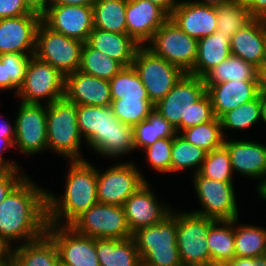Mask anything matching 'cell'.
<instances>
[{
    "label": "cell",
    "mask_w": 266,
    "mask_h": 266,
    "mask_svg": "<svg viewBox=\"0 0 266 266\" xmlns=\"http://www.w3.org/2000/svg\"><path fill=\"white\" fill-rule=\"evenodd\" d=\"M46 196L47 190L27 175L1 202L0 238L9 247L15 242H32L46 233Z\"/></svg>",
    "instance_id": "6da1fadb"
},
{
    "label": "cell",
    "mask_w": 266,
    "mask_h": 266,
    "mask_svg": "<svg viewBox=\"0 0 266 266\" xmlns=\"http://www.w3.org/2000/svg\"><path fill=\"white\" fill-rule=\"evenodd\" d=\"M77 123L84 143L97 155L118 158L136 150L133 128L118 120L111 106L77 105Z\"/></svg>",
    "instance_id": "7a4b0ae2"
},
{
    "label": "cell",
    "mask_w": 266,
    "mask_h": 266,
    "mask_svg": "<svg viewBox=\"0 0 266 266\" xmlns=\"http://www.w3.org/2000/svg\"><path fill=\"white\" fill-rule=\"evenodd\" d=\"M69 164L63 195L47 190V222L51 225L69 226L98 203L96 166L87 160H72Z\"/></svg>",
    "instance_id": "3957f363"
},
{
    "label": "cell",
    "mask_w": 266,
    "mask_h": 266,
    "mask_svg": "<svg viewBox=\"0 0 266 266\" xmlns=\"http://www.w3.org/2000/svg\"><path fill=\"white\" fill-rule=\"evenodd\" d=\"M132 238L140 254L142 266H183L177 246L174 208L162 222L134 231Z\"/></svg>",
    "instance_id": "277c9868"
},
{
    "label": "cell",
    "mask_w": 266,
    "mask_h": 266,
    "mask_svg": "<svg viewBox=\"0 0 266 266\" xmlns=\"http://www.w3.org/2000/svg\"><path fill=\"white\" fill-rule=\"evenodd\" d=\"M77 123V104L65 97L47 105V147L67 161L86 160Z\"/></svg>",
    "instance_id": "5b68a950"
},
{
    "label": "cell",
    "mask_w": 266,
    "mask_h": 266,
    "mask_svg": "<svg viewBox=\"0 0 266 266\" xmlns=\"http://www.w3.org/2000/svg\"><path fill=\"white\" fill-rule=\"evenodd\" d=\"M215 219L176 209L177 246L183 266H212L207 234Z\"/></svg>",
    "instance_id": "8992f818"
},
{
    "label": "cell",
    "mask_w": 266,
    "mask_h": 266,
    "mask_svg": "<svg viewBox=\"0 0 266 266\" xmlns=\"http://www.w3.org/2000/svg\"><path fill=\"white\" fill-rule=\"evenodd\" d=\"M64 91L65 76L33 55L27 65L24 82L15 97L23 103L48 105L63 98Z\"/></svg>",
    "instance_id": "52a82bcc"
},
{
    "label": "cell",
    "mask_w": 266,
    "mask_h": 266,
    "mask_svg": "<svg viewBox=\"0 0 266 266\" xmlns=\"http://www.w3.org/2000/svg\"><path fill=\"white\" fill-rule=\"evenodd\" d=\"M76 233L95 239H127L132 237L123 206L97 203L70 225Z\"/></svg>",
    "instance_id": "ba28073f"
},
{
    "label": "cell",
    "mask_w": 266,
    "mask_h": 266,
    "mask_svg": "<svg viewBox=\"0 0 266 266\" xmlns=\"http://www.w3.org/2000/svg\"><path fill=\"white\" fill-rule=\"evenodd\" d=\"M154 55L189 73L197 57L198 40L187 35L169 18L145 45Z\"/></svg>",
    "instance_id": "9c48e42d"
},
{
    "label": "cell",
    "mask_w": 266,
    "mask_h": 266,
    "mask_svg": "<svg viewBox=\"0 0 266 266\" xmlns=\"http://www.w3.org/2000/svg\"><path fill=\"white\" fill-rule=\"evenodd\" d=\"M83 45L84 42L55 32L42 21L37 30L34 56L67 76L79 70Z\"/></svg>",
    "instance_id": "30bf717a"
},
{
    "label": "cell",
    "mask_w": 266,
    "mask_h": 266,
    "mask_svg": "<svg viewBox=\"0 0 266 266\" xmlns=\"http://www.w3.org/2000/svg\"><path fill=\"white\" fill-rule=\"evenodd\" d=\"M132 66L154 105L172 90L184 74L179 67L154 55L145 46L137 50Z\"/></svg>",
    "instance_id": "8fae6325"
},
{
    "label": "cell",
    "mask_w": 266,
    "mask_h": 266,
    "mask_svg": "<svg viewBox=\"0 0 266 266\" xmlns=\"http://www.w3.org/2000/svg\"><path fill=\"white\" fill-rule=\"evenodd\" d=\"M195 194L201 209L192 212L215 220H234L239 217L234 182L213 180L199 173L193 175Z\"/></svg>",
    "instance_id": "7c38bea8"
},
{
    "label": "cell",
    "mask_w": 266,
    "mask_h": 266,
    "mask_svg": "<svg viewBox=\"0 0 266 266\" xmlns=\"http://www.w3.org/2000/svg\"><path fill=\"white\" fill-rule=\"evenodd\" d=\"M206 93L204 80L184 73L172 90L154 105V109L168 120L177 134L187 129L188 111Z\"/></svg>",
    "instance_id": "4fadbf2b"
},
{
    "label": "cell",
    "mask_w": 266,
    "mask_h": 266,
    "mask_svg": "<svg viewBox=\"0 0 266 266\" xmlns=\"http://www.w3.org/2000/svg\"><path fill=\"white\" fill-rule=\"evenodd\" d=\"M134 161L116 163L105 171L97 168V201L123 206L147 180Z\"/></svg>",
    "instance_id": "5bb4252c"
},
{
    "label": "cell",
    "mask_w": 266,
    "mask_h": 266,
    "mask_svg": "<svg viewBox=\"0 0 266 266\" xmlns=\"http://www.w3.org/2000/svg\"><path fill=\"white\" fill-rule=\"evenodd\" d=\"M16 112L14 148L23 155H36L48 151L47 105L28 104L19 101Z\"/></svg>",
    "instance_id": "9a60e30c"
},
{
    "label": "cell",
    "mask_w": 266,
    "mask_h": 266,
    "mask_svg": "<svg viewBox=\"0 0 266 266\" xmlns=\"http://www.w3.org/2000/svg\"><path fill=\"white\" fill-rule=\"evenodd\" d=\"M46 234L54 241L59 260L69 266H100L95 238L76 233L69 226L47 224Z\"/></svg>",
    "instance_id": "2e32d148"
},
{
    "label": "cell",
    "mask_w": 266,
    "mask_h": 266,
    "mask_svg": "<svg viewBox=\"0 0 266 266\" xmlns=\"http://www.w3.org/2000/svg\"><path fill=\"white\" fill-rule=\"evenodd\" d=\"M148 182L149 180L143 183L123 204L127 224L132 233L139 228L162 222L173 210L171 206L158 201Z\"/></svg>",
    "instance_id": "e0dca14e"
},
{
    "label": "cell",
    "mask_w": 266,
    "mask_h": 266,
    "mask_svg": "<svg viewBox=\"0 0 266 266\" xmlns=\"http://www.w3.org/2000/svg\"><path fill=\"white\" fill-rule=\"evenodd\" d=\"M41 22L42 17L37 14L0 19V55H34L37 30Z\"/></svg>",
    "instance_id": "ac0fdd59"
},
{
    "label": "cell",
    "mask_w": 266,
    "mask_h": 266,
    "mask_svg": "<svg viewBox=\"0 0 266 266\" xmlns=\"http://www.w3.org/2000/svg\"><path fill=\"white\" fill-rule=\"evenodd\" d=\"M42 21L53 31L85 43L94 29L93 7L51 5Z\"/></svg>",
    "instance_id": "d6986e66"
},
{
    "label": "cell",
    "mask_w": 266,
    "mask_h": 266,
    "mask_svg": "<svg viewBox=\"0 0 266 266\" xmlns=\"http://www.w3.org/2000/svg\"><path fill=\"white\" fill-rule=\"evenodd\" d=\"M229 152L233 173L249 179H260L258 191L266 181V145L244 139H224L223 145Z\"/></svg>",
    "instance_id": "ffe728a7"
},
{
    "label": "cell",
    "mask_w": 266,
    "mask_h": 266,
    "mask_svg": "<svg viewBox=\"0 0 266 266\" xmlns=\"http://www.w3.org/2000/svg\"><path fill=\"white\" fill-rule=\"evenodd\" d=\"M127 34L139 45L145 46L170 16L148 0H127Z\"/></svg>",
    "instance_id": "44dd1931"
},
{
    "label": "cell",
    "mask_w": 266,
    "mask_h": 266,
    "mask_svg": "<svg viewBox=\"0 0 266 266\" xmlns=\"http://www.w3.org/2000/svg\"><path fill=\"white\" fill-rule=\"evenodd\" d=\"M170 18L187 35L199 40L217 30L216 7L192 0H181Z\"/></svg>",
    "instance_id": "7402d4cb"
},
{
    "label": "cell",
    "mask_w": 266,
    "mask_h": 266,
    "mask_svg": "<svg viewBox=\"0 0 266 266\" xmlns=\"http://www.w3.org/2000/svg\"><path fill=\"white\" fill-rule=\"evenodd\" d=\"M64 97L77 105L111 106L109 81L75 71L65 76Z\"/></svg>",
    "instance_id": "603a6c76"
},
{
    "label": "cell",
    "mask_w": 266,
    "mask_h": 266,
    "mask_svg": "<svg viewBox=\"0 0 266 266\" xmlns=\"http://www.w3.org/2000/svg\"><path fill=\"white\" fill-rule=\"evenodd\" d=\"M231 55L259 67L265 59L266 20L252 19L230 40Z\"/></svg>",
    "instance_id": "cb8c5ba5"
},
{
    "label": "cell",
    "mask_w": 266,
    "mask_h": 266,
    "mask_svg": "<svg viewBox=\"0 0 266 266\" xmlns=\"http://www.w3.org/2000/svg\"><path fill=\"white\" fill-rule=\"evenodd\" d=\"M206 92L219 119L224 113L255 99L259 95L258 81H226L210 85Z\"/></svg>",
    "instance_id": "d4e9b609"
},
{
    "label": "cell",
    "mask_w": 266,
    "mask_h": 266,
    "mask_svg": "<svg viewBox=\"0 0 266 266\" xmlns=\"http://www.w3.org/2000/svg\"><path fill=\"white\" fill-rule=\"evenodd\" d=\"M87 43L109 58L117 60L124 67L132 66L135 54L141 47L128 34L107 32L97 28L92 30Z\"/></svg>",
    "instance_id": "484cf974"
},
{
    "label": "cell",
    "mask_w": 266,
    "mask_h": 266,
    "mask_svg": "<svg viewBox=\"0 0 266 266\" xmlns=\"http://www.w3.org/2000/svg\"><path fill=\"white\" fill-rule=\"evenodd\" d=\"M58 260L57 247L46 233L37 240L11 249L12 266H55Z\"/></svg>",
    "instance_id": "4316f807"
},
{
    "label": "cell",
    "mask_w": 266,
    "mask_h": 266,
    "mask_svg": "<svg viewBox=\"0 0 266 266\" xmlns=\"http://www.w3.org/2000/svg\"><path fill=\"white\" fill-rule=\"evenodd\" d=\"M230 55V39L226 38L223 32L216 30L213 34L198 40L197 57L189 73L203 78Z\"/></svg>",
    "instance_id": "83f0119b"
},
{
    "label": "cell",
    "mask_w": 266,
    "mask_h": 266,
    "mask_svg": "<svg viewBox=\"0 0 266 266\" xmlns=\"http://www.w3.org/2000/svg\"><path fill=\"white\" fill-rule=\"evenodd\" d=\"M95 249L100 266H142L133 238L95 239Z\"/></svg>",
    "instance_id": "f1b7e54d"
},
{
    "label": "cell",
    "mask_w": 266,
    "mask_h": 266,
    "mask_svg": "<svg viewBox=\"0 0 266 266\" xmlns=\"http://www.w3.org/2000/svg\"><path fill=\"white\" fill-rule=\"evenodd\" d=\"M212 266L227 265L235 258L234 220H216L207 234Z\"/></svg>",
    "instance_id": "f546056e"
},
{
    "label": "cell",
    "mask_w": 266,
    "mask_h": 266,
    "mask_svg": "<svg viewBox=\"0 0 266 266\" xmlns=\"http://www.w3.org/2000/svg\"><path fill=\"white\" fill-rule=\"evenodd\" d=\"M234 237L235 257L266 258V228L234 219Z\"/></svg>",
    "instance_id": "4dcf8cb0"
},
{
    "label": "cell",
    "mask_w": 266,
    "mask_h": 266,
    "mask_svg": "<svg viewBox=\"0 0 266 266\" xmlns=\"http://www.w3.org/2000/svg\"><path fill=\"white\" fill-rule=\"evenodd\" d=\"M258 68L241 58L230 55L223 62L210 70L204 77L206 89L212 84L226 81H258Z\"/></svg>",
    "instance_id": "1f68e13d"
},
{
    "label": "cell",
    "mask_w": 266,
    "mask_h": 266,
    "mask_svg": "<svg viewBox=\"0 0 266 266\" xmlns=\"http://www.w3.org/2000/svg\"><path fill=\"white\" fill-rule=\"evenodd\" d=\"M176 134L175 127L154 109L146 119L133 127L134 147L137 151H143L156 140L173 138Z\"/></svg>",
    "instance_id": "d6a6232c"
},
{
    "label": "cell",
    "mask_w": 266,
    "mask_h": 266,
    "mask_svg": "<svg viewBox=\"0 0 266 266\" xmlns=\"http://www.w3.org/2000/svg\"><path fill=\"white\" fill-rule=\"evenodd\" d=\"M126 3L127 0H97L93 5L94 28L127 34Z\"/></svg>",
    "instance_id": "836d02e7"
},
{
    "label": "cell",
    "mask_w": 266,
    "mask_h": 266,
    "mask_svg": "<svg viewBox=\"0 0 266 266\" xmlns=\"http://www.w3.org/2000/svg\"><path fill=\"white\" fill-rule=\"evenodd\" d=\"M123 67L117 60L92 48L87 42L84 43L81 51L80 72L110 81Z\"/></svg>",
    "instance_id": "e575fe53"
},
{
    "label": "cell",
    "mask_w": 266,
    "mask_h": 266,
    "mask_svg": "<svg viewBox=\"0 0 266 266\" xmlns=\"http://www.w3.org/2000/svg\"><path fill=\"white\" fill-rule=\"evenodd\" d=\"M206 155L207 151L187 142L180 134H176L173 137L171 174L189 169L193 174L198 173Z\"/></svg>",
    "instance_id": "d590c367"
},
{
    "label": "cell",
    "mask_w": 266,
    "mask_h": 266,
    "mask_svg": "<svg viewBox=\"0 0 266 266\" xmlns=\"http://www.w3.org/2000/svg\"><path fill=\"white\" fill-rule=\"evenodd\" d=\"M224 138L229 134L226 132L248 130L261 120L260 94L253 100L246 102L239 107L224 113L220 118ZM228 130V131H227Z\"/></svg>",
    "instance_id": "8d00e7d4"
},
{
    "label": "cell",
    "mask_w": 266,
    "mask_h": 266,
    "mask_svg": "<svg viewBox=\"0 0 266 266\" xmlns=\"http://www.w3.org/2000/svg\"><path fill=\"white\" fill-rule=\"evenodd\" d=\"M216 7L217 30L223 32L226 38L231 37L253 18L241 0H233Z\"/></svg>",
    "instance_id": "74e56055"
},
{
    "label": "cell",
    "mask_w": 266,
    "mask_h": 266,
    "mask_svg": "<svg viewBox=\"0 0 266 266\" xmlns=\"http://www.w3.org/2000/svg\"><path fill=\"white\" fill-rule=\"evenodd\" d=\"M187 142L204 149L207 152L218 149L224 145V136L220 120H213L189 127L179 133Z\"/></svg>",
    "instance_id": "f35d334b"
},
{
    "label": "cell",
    "mask_w": 266,
    "mask_h": 266,
    "mask_svg": "<svg viewBox=\"0 0 266 266\" xmlns=\"http://www.w3.org/2000/svg\"><path fill=\"white\" fill-rule=\"evenodd\" d=\"M112 100L122 98L150 99L133 66L123 67L110 81Z\"/></svg>",
    "instance_id": "ab89813d"
},
{
    "label": "cell",
    "mask_w": 266,
    "mask_h": 266,
    "mask_svg": "<svg viewBox=\"0 0 266 266\" xmlns=\"http://www.w3.org/2000/svg\"><path fill=\"white\" fill-rule=\"evenodd\" d=\"M111 108L118 120L133 128L147 118L154 110V104L150 99L122 98L112 100Z\"/></svg>",
    "instance_id": "60d3db41"
},
{
    "label": "cell",
    "mask_w": 266,
    "mask_h": 266,
    "mask_svg": "<svg viewBox=\"0 0 266 266\" xmlns=\"http://www.w3.org/2000/svg\"><path fill=\"white\" fill-rule=\"evenodd\" d=\"M201 176L219 180L222 182H233L234 174L228 150L222 146L207 152L201 168L198 172Z\"/></svg>",
    "instance_id": "b9f144b4"
},
{
    "label": "cell",
    "mask_w": 266,
    "mask_h": 266,
    "mask_svg": "<svg viewBox=\"0 0 266 266\" xmlns=\"http://www.w3.org/2000/svg\"><path fill=\"white\" fill-rule=\"evenodd\" d=\"M172 145L173 138H162L143 150L146 153V160L154 171L171 173Z\"/></svg>",
    "instance_id": "7bdbcfd3"
},
{
    "label": "cell",
    "mask_w": 266,
    "mask_h": 266,
    "mask_svg": "<svg viewBox=\"0 0 266 266\" xmlns=\"http://www.w3.org/2000/svg\"><path fill=\"white\" fill-rule=\"evenodd\" d=\"M33 55L18 53H5L0 55V60L6 62L7 78H10V91L14 90L15 96L24 82L27 65Z\"/></svg>",
    "instance_id": "ee69618b"
},
{
    "label": "cell",
    "mask_w": 266,
    "mask_h": 266,
    "mask_svg": "<svg viewBox=\"0 0 266 266\" xmlns=\"http://www.w3.org/2000/svg\"><path fill=\"white\" fill-rule=\"evenodd\" d=\"M215 118L212 102L206 92L188 111L187 128L209 122Z\"/></svg>",
    "instance_id": "f6af8a7d"
},
{
    "label": "cell",
    "mask_w": 266,
    "mask_h": 266,
    "mask_svg": "<svg viewBox=\"0 0 266 266\" xmlns=\"http://www.w3.org/2000/svg\"><path fill=\"white\" fill-rule=\"evenodd\" d=\"M21 169L0 170V204L27 176Z\"/></svg>",
    "instance_id": "bcb514c9"
},
{
    "label": "cell",
    "mask_w": 266,
    "mask_h": 266,
    "mask_svg": "<svg viewBox=\"0 0 266 266\" xmlns=\"http://www.w3.org/2000/svg\"><path fill=\"white\" fill-rule=\"evenodd\" d=\"M31 13L24 0H0V19L14 18Z\"/></svg>",
    "instance_id": "7dc6e473"
},
{
    "label": "cell",
    "mask_w": 266,
    "mask_h": 266,
    "mask_svg": "<svg viewBox=\"0 0 266 266\" xmlns=\"http://www.w3.org/2000/svg\"><path fill=\"white\" fill-rule=\"evenodd\" d=\"M15 138H0V170L20 169L19 164L4 158L3 153L14 148ZM7 159V160H6Z\"/></svg>",
    "instance_id": "c3c4849f"
},
{
    "label": "cell",
    "mask_w": 266,
    "mask_h": 266,
    "mask_svg": "<svg viewBox=\"0 0 266 266\" xmlns=\"http://www.w3.org/2000/svg\"><path fill=\"white\" fill-rule=\"evenodd\" d=\"M254 19L266 20V0H241Z\"/></svg>",
    "instance_id": "681fc988"
},
{
    "label": "cell",
    "mask_w": 266,
    "mask_h": 266,
    "mask_svg": "<svg viewBox=\"0 0 266 266\" xmlns=\"http://www.w3.org/2000/svg\"><path fill=\"white\" fill-rule=\"evenodd\" d=\"M27 9L34 14L43 17L50 9L52 0H24Z\"/></svg>",
    "instance_id": "f907efd6"
},
{
    "label": "cell",
    "mask_w": 266,
    "mask_h": 266,
    "mask_svg": "<svg viewBox=\"0 0 266 266\" xmlns=\"http://www.w3.org/2000/svg\"><path fill=\"white\" fill-rule=\"evenodd\" d=\"M228 266H266V258L235 257Z\"/></svg>",
    "instance_id": "816d5d0a"
},
{
    "label": "cell",
    "mask_w": 266,
    "mask_h": 266,
    "mask_svg": "<svg viewBox=\"0 0 266 266\" xmlns=\"http://www.w3.org/2000/svg\"><path fill=\"white\" fill-rule=\"evenodd\" d=\"M259 94L266 96V63L258 67L257 72Z\"/></svg>",
    "instance_id": "f5cc1de1"
},
{
    "label": "cell",
    "mask_w": 266,
    "mask_h": 266,
    "mask_svg": "<svg viewBox=\"0 0 266 266\" xmlns=\"http://www.w3.org/2000/svg\"><path fill=\"white\" fill-rule=\"evenodd\" d=\"M97 0H52V5L89 6L93 7Z\"/></svg>",
    "instance_id": "db71d44e"
},
{
    "label": "cell",
    "mask_w": 266,
    "mask_h": 266,
    "mask_svg": "<svg viewBox=\"0 0 266 266\" xmlns=\"http://www.w3.org/2000/svg\"><path fill=\"white\" fill-rule=\"evenodd\" d=\"M148 1L161 7L169 16L180 2L179 0H148Z\"/></svg>",
    "instance_id": "11a10c76"
},
{
    "label": "cell",
    "mask_w": 266,
    "mask_h": 266,
    "mask_svg": "<svg viewBox=\"0 0 266 266\" xmlns=\"http://www.w3.org/2000/svg\"><path fill=\"white\" fill-rule=\"evenodd\" d=\"M15 138V123L2 120L0 122V138Z\"/></svg>",
    "instance_id": "9f6ffc18"
},
{
    "label": "cell",
    "mask_w": 266,
    "mask_h": 266,
    "mask_svg": "<svg viewBox=\"0 0 266 266\" xmlns=\"http://www.w3.org/2000/svg\"><path fill=\"white\" fill-rule=\"evenodd\" d=\"M10 91V78H7L6 62L0 60V92Z\"/></svg>",
    "instance_id": "6f0895ef"
},
{
    "label": "cell",
    "mask_w": 266,
    "mask_h": 266,
    "mask_svg": "<svg viewBox=\"0 0 266 266\" xmlns=\"http://www.w3.org/2000/svg\"><path fill=\"white\" fill-rule=\"evenodd\" d=\"M11 247L0 238V264H11Z\"/></svg>",
    "instance_id": "680465c9"
},
{
    "label": "cell",
    "mask_w": 266,
    "mask_h": 266,
    "mask_svg": "<svg viewBox=\"0 0 266 266\" xmlns=\"http://www.w3.org/2000/svg\"><path fill=\"white\" fill-rule=\"evenodd\" d=\"M192 1L209 6H218L229 3L233 0H192Z\"/></svg>",
    "instance_id": "91938a15"
},
{
    "label": "cell",
    "mask_w": 266,
    "mask_h": 266,
    "mask_svg": "<svg viewBox=\"0 0 266 266\" xmlns=\"http://www.w3.org/2000/svg\"><path fill=\"white\" fill-rule=\"evenodd\" d=\"M260 112H261V122L266 124V96L260 94Z\"/></svg>",
    "instance_id": "94428289"
},
{
    "label": "cell",
    "mask_w": 266,
    "mask_h": 266,
    "mask_svg": "<svg viewBox=\"0 0 266 266\" xmlns=\"http://www.w3.org/2000/svg\"><path fill=\"white\" fill-rule=\"evenodd\" d=\"M257 195L266 201V181L263 186L256 192Z\"/></svg>",
    "instance_id": "6125c7cd"
},
{
    "label": "cell",
    "mask_w": 266,
    "mask_h": 266,
    "mask_svg": "<svg viewBox=\"0 0 266 266\" xmlns=\"http://www.w3.org/2000/svg\"><path fill=\"white\" fill-rule=\"evenodd\" d=\"M55 266H69V265H67V264L61 262L60 260H58V262L56 263Z\"/></svg>",
    "instance_id": "be15d7a7"
},
{
    "label": "cell",
    "mask_w": 266,
    "mask_h": 266,
    "mask_svg": "<svg viewBox=\"0 0 266 266\" xmlns=\"http://www.w3.org/2000/svg\"><path fill=\"white\" fill-rule=\"evenodd\" d=\"M0 266H12L11 264H0Z\"/></svg>",
    "instance_id": "e7e4bbea"
},
{
    "label": "cell",
    "mask_w": 266,
    "mask_h": 266,
    "mask_svg": "<svg viewBox=\"0 0 266 266\" xmlns=\"http://www.w3.org/2000/svg\"><path fill=\"white\" fill-rule=\"evenodd\" d=\"M263 63H266V50H265V59H264V62Z\"/></svg>",
    "instance_id": "03108f58"
}]
</instances>
